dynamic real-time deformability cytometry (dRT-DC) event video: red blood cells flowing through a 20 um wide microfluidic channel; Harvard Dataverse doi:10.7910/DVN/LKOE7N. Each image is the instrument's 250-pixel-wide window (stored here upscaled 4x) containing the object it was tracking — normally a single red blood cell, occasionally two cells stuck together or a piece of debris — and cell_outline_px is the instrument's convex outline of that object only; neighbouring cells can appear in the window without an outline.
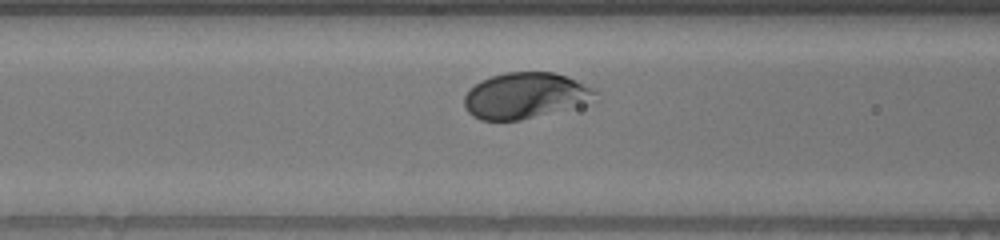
{"species": "human", "species_latin": "Homo sapiens", "temperature_condition": "warm", "stored_images_in_passage": 44, "camera_frame_rate_fps": 3000, "um_per_image_px": 0.085, "donor": {"sex": "male"}, "frame": {"image": 1, "passage_image": 21, "time_ms": 6.667, "image_size_px": [1000, 240], "cell_outline_px": [[596, 92], [584, 104], [520, 120], [480, 120], [472, 116], [464, 108], [464, 96], [480, 80], [504, 72], [552, 72], [568, 76], [592, 88]], "centroid_in_image_um": [44.57, 8.12], "position_along_channel_um": 122.0, "area_um2": 34.56}}
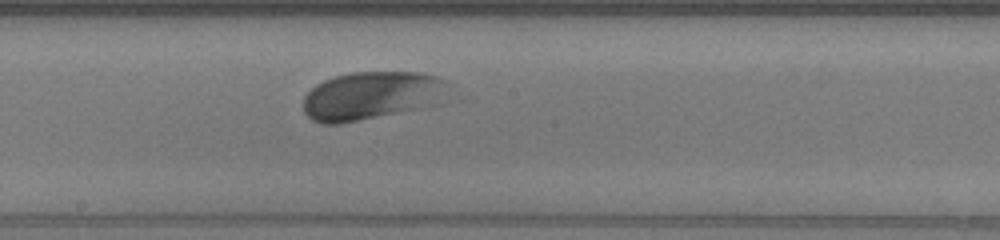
{"frame": {"image": 2, "passage_image": 29, "time_ms": 9.333, "image_size_px": [1000, 240], "cell_outline_px": [[452, 100], [444, 104], [340, 124], [320, 124], [312, 120], [304, 112], [304, 96], [316, 84], [324, 80], [336, 76], [352, 72], [420, 72], [436, 76], [448, 80]], "centroid_in_image_um": [31.74, 8.14], "position_along_channel_um": 216.5, "area_um2": 42.08}}
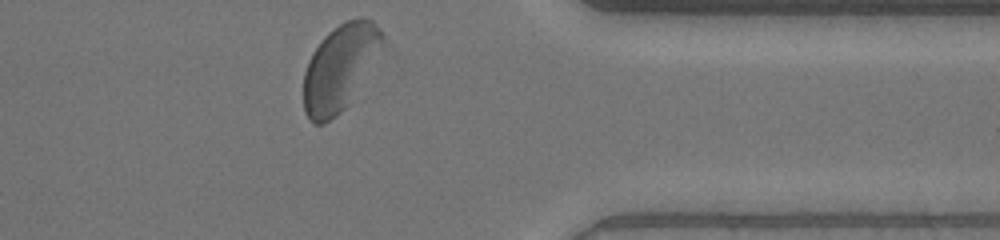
{"frame": {"image": 3, "passage_image": 44, "time_ms": 14.333, "image_size_px": [1000, 240], "cell_outline_px": [[384, 40], [344, 108], [340, 112], [324, 124], [316, 124], [304, 112], [304, 72], [308, 60], [312, 52], [320, 40], [328, 32], [340, 24], [348, 20], [372, 20], [380, 28], [384, 36]], "centroid_in_image_um": [28.8, 5.73], "position_along_channel_um": 382.6, "area_um2": 37.86}}